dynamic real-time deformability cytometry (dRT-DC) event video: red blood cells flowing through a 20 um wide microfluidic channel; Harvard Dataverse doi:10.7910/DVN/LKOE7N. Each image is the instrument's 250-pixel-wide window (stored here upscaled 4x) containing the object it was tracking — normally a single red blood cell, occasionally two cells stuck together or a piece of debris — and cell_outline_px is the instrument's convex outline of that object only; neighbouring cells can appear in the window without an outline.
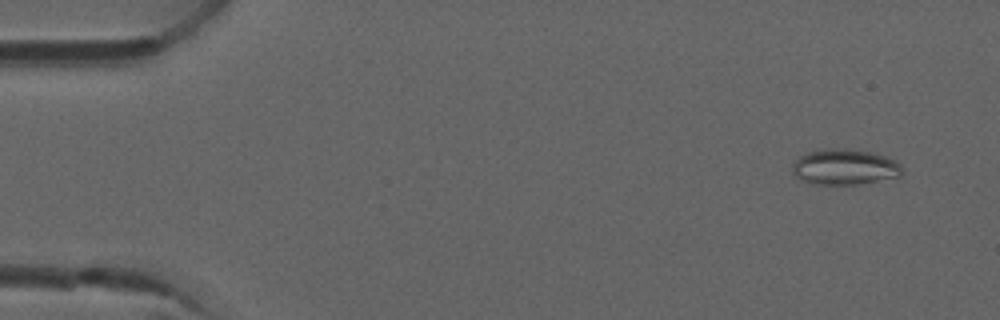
{"species": "common noctule bat (a hibernating species)", "species_latin": "Nyctalus noctula", "temperature_condition": "room temperature", "stored_images_in_passage": 7, "camera_frame_rate_fps": 3000, "um_per_image_px": 0.085, "animal": {"sex": "male", "forearm_length_mm": 52.5}, "frame": {"image": 1, "passage_image": 2, "time_ms": 0.333, "image_size_px": [1000, 320], "cell_outline_px": [[904, 172], [900, 176], [856, 184], [812, 184], [796, 176], [792, 172], [792, 164], [800, 156], [808, 152], [828, 148], [848, 148], [872, 152], [896, 160], [904, 168]], "centroid_in_image_um": [71.82, 14.18], "position_along_channel_um": 13.2, "area_um2": 22.83}}
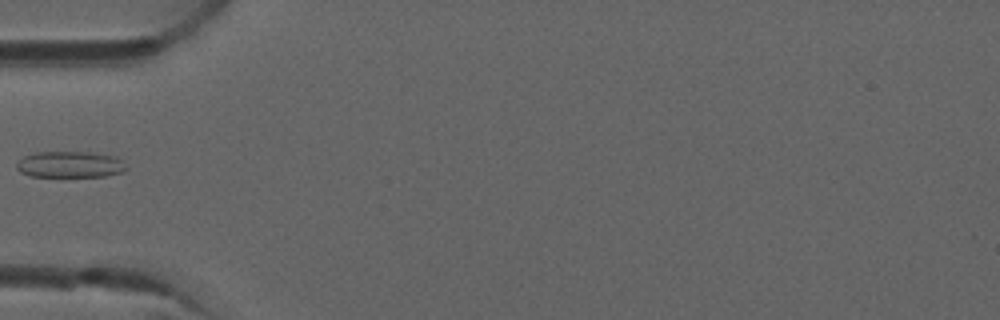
{"frame": {"image": 2, "passage_image": 6, "time_ms": 1.667, "image_size_px": [1000, 320], "cell_outline_px": [[128, 168], [124, 172], [104, 176], [28, 176], [20, 172], [16, 168], [16, 164], [24, 156], [36, 152], [92, 152], [116, 156]], "centroid_in_image_um": [5.96, 13.98], "position_along_channel_um": 79.0, "area_um2": 16.82}}
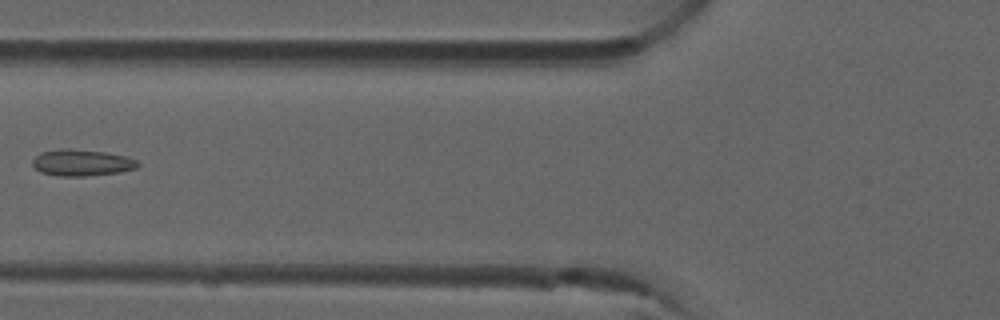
{"frame": {"image": 3, "passage_image": 7, "time_ms": 2.0, "image_size_px": [1000, 320], "cell_outline_px": [[140, 164], [136, 168], [120, 172], [88, 176], [60, 176], [40, 172], [32, 164], [32, 160], [40, 152], [60, 148], [68, 148], [104, 152], [128, 156], [136, 160]], "centroid_in_image_um": [6.95, 13.82], "position_along_channel_um": 118.9, "area_um2": 16.36}}